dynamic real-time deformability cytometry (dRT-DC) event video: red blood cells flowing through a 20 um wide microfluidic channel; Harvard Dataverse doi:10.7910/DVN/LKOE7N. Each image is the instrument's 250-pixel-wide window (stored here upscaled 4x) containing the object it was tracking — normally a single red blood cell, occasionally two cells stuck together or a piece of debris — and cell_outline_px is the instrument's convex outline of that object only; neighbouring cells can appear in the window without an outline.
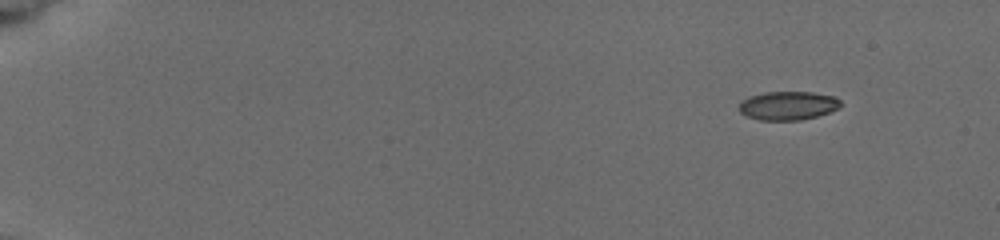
{"species": "common noctule bat (a hibernating species)", "species_latin": "Nyctalus noctula", "temperature_condition": "cold", "stored_images_in_passage": 7, "camera_frame_rate_fps": 3000, "um_per_image_px": 0.085, "animal": {"sex": "female", "body_mass_g": 19.5, "forearm_length_mm": 54.1}, "frame": {"image": 1, "passage_image": 1, "time_ms": 0.0, "image_size_px": [1000, 240], "cell_outline_px": [[840, 108], [816, 116], [800, 120], [760, 120], [748, 116], [740, 112], [740, 100], [748, 96], [764, 92], [812, 92], [836, 96], [840, 100]], "centroid_in_image_um": [66.98, 8.96], "position_along_channel_um": 18.0, "area_um2": 16.99}}
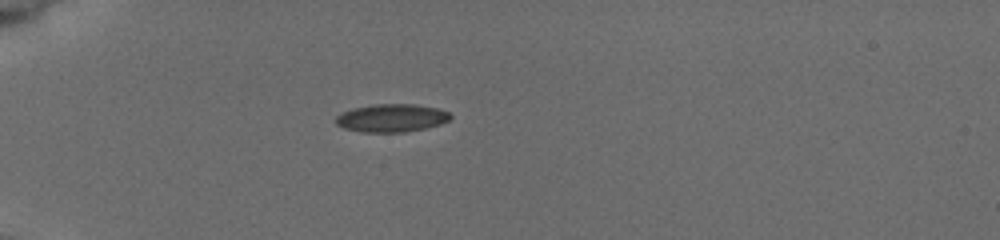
{"frame": {"image": 2, "passage_image": 5, "time_ms": 4.0, "image_size_px": [1000, 240], "cell_outline_px": [[452, 116], [448, 120], [440, 124], [424, 128], [404, 132], [364, 132], [344, 128], [336, 124], [336, 116], [340, 112], [352, 108], [372, 104], [416, 104], [436, 108], [448, 112]], "centroid_in_image_um": [33.24, 10.02], "position_along_channel_um": 51.8, "area_um2": 18.67}}
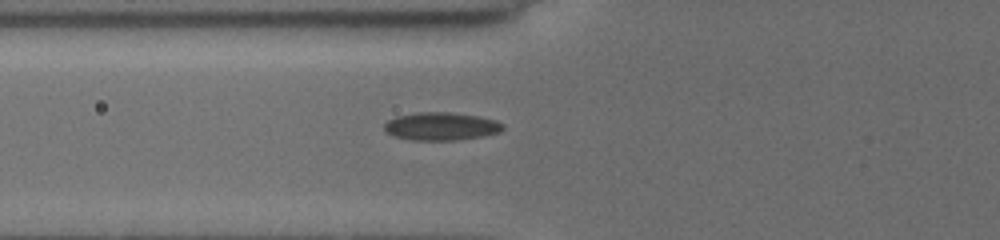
{"frame": {"image": 3, "passage_image": 7, "time_ms": 5.667, "image_size_px": [1000, 240], "cell_outline_px": [[504, 128], [500, 132], [484, 136], [456, 140], [412, 140], [392, 136], [384, 128], [384, 124], [388, 120], [396, 116], [420, 112], [448, 112], [480, 116], [496, 120], [504, 124]], "centroid_in_image_um": [37.52, 10.74], "position_along_channel_um": 88.3, "area_um2": 19.42}}